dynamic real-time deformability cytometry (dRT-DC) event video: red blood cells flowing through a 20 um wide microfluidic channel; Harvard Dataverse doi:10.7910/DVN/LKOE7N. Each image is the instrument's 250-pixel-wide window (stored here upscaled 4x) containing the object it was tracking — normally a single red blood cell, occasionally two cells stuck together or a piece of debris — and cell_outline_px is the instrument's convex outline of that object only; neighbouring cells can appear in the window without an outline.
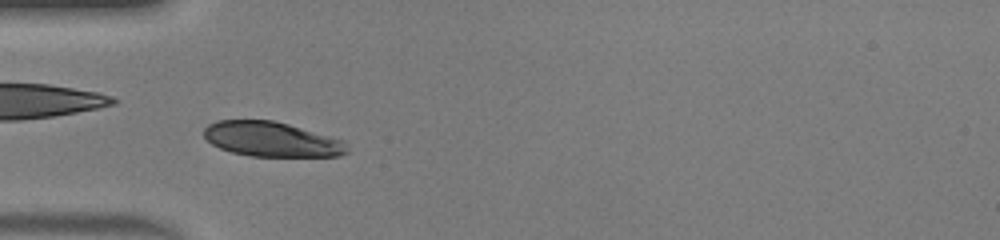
{"species": "human", "species_latin": "Homo sapiens", "temperature_condition": "warm", "stored_images_in_passage": 41, "camera_frame_rate_fps": 3000, "um_per_image_px": 0.085, "donor": {"sex": "male"}, "frame": {"image": 1, "passage_image": 9, "time_ms": 2.667, "image_size_px": [1000, 240], "cell_outline_px": [[348, 152], [340, 156], [252, 156], [232, 152], [220, 148], [212, 144], [204, 136], [204, 128], [208, 124], [216, 120], [272, 120], [288, 124], [344, 140], [348, 148]], "centroid_in_image_um": [23.09, 11.83], "position_along_channel_um": 61.9, "area_um2": 28.96}}
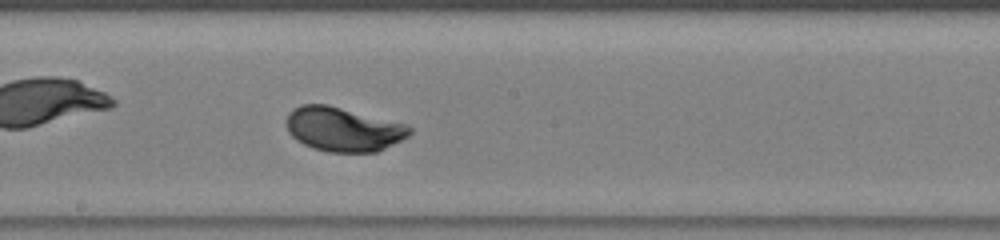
{"frame": {"image": 2, "passage_image": 20, "time_ms": 6.333, "image_size_px": [1000, 240], "cell_outline_px": [[412, 132], [408, 136], [376, 152], [328, 152], [312, 148], [296, 140], [288, 132], [284, 120], [288, 112], [292, 108], [300, 104], [328, 104], [408, 124], [412, 128]], "centroid_in_image_um": [29.13, 10.97], "position_along_channel_um": 219.1, "area_um2": 32.14}}
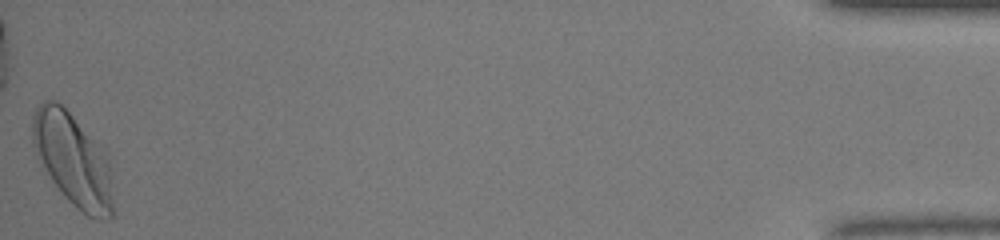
{"frame": {"image": 3, "passage_image": 41, "time_ms": 13.333, "image_size_px": [1000, 240], "cell_outline_px": [[112, 216], [88, 216], [76, 208], [64, 196], [52, 180], [36, 156], [32, 144], [32, 116], [36, 108], [44, 100], [56, 100], [104, 148], [108, 160], [112, 200]], "centroid_in_image_um": [6.15, 13.53], "position_along_channel_um": 429.1, "area_um2": 42.83}, "authors_computed_cell_mechanics": {"area_um2": 31.79, "velocity_mm_per_s": 4.3566, "shape_relaxation_time_tau1_ms": 1.6853, "shape_relaxation_time_tau2_ms": null, "deformation_change_tau1": 0.1298, "deformation_change_tau2": null}}